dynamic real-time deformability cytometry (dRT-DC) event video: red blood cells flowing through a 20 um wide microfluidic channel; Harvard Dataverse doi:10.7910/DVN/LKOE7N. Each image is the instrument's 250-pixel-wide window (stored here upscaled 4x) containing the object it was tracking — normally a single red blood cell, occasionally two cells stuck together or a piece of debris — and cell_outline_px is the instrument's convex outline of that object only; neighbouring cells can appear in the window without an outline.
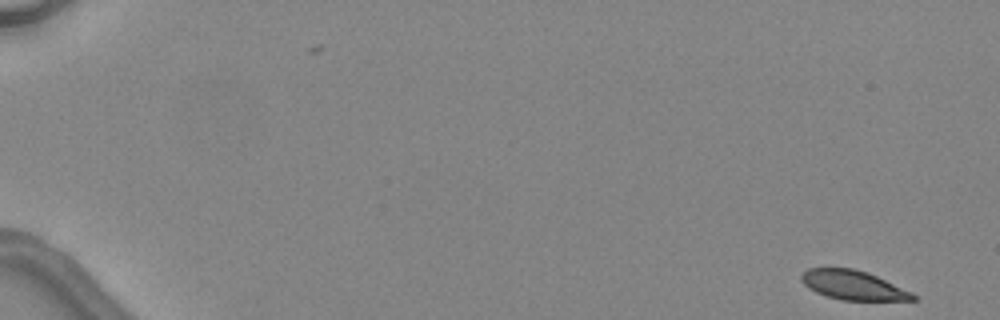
{"species": "common noctule bat (a hibernating species)", "species_latin": "Nyctalus noctula", "temperature_condition": "warm", "stored_images_in_passage": 6, "camera_frame_rate_fps": 3000, "um_per_image_px": 0.085, "animal": {"sex": "female", "body_mass_g": 24.6, "forearm_length_mm": 56.2}, "frame": {"image": 1, "passage_image": 1, "time_ms": 0.0, "image_size_px": [1000, 320], "cell_outline_px": [[916, 300], [840, 300], [816, 292], [808, 288], [800, 280], [800, 276], [808, 268], [852, 268], [868, 272], [912, 292], [916, 296]], "centroid_in_image_um": [72.5, 24.23], "position_along_channel_um": 12.5, "area_um2": 18.96}}
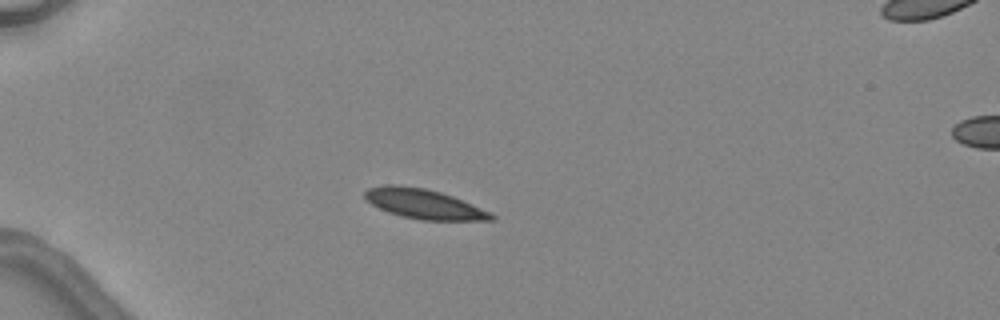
{"frame": {"image": 2, "passage_image": 4, "time_ms": 4.333, "image_size_px": [1000, 320], "cell_outline_px": [[496, 220], [420, 220], [400, 216], [388, 212], [364, 200], [364, 192], [368, 188], [384, 184], [396, 184], [424, 188], [440, 192], [452, 196], [472, 204], [496, 216]], "centroid_in_image_um": [35.97, 17.33], "position_along_channel_um": 49.0, "area_um2": 21.91}}